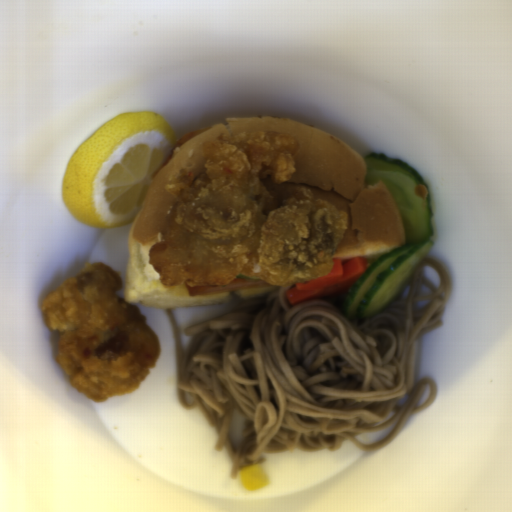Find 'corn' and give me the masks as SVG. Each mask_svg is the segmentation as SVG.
Here are the masks:
<instances>
[{
  "label": "corn",
  "instance_id": "51d56268",
  "mask_svg": "<svg viewBox=\"0 0 512 512\" xmlns=\"http://www.w3.org/2000/svg\"><path fill=\"white\" fill-rule=\"evenodd\" d=\"M239 473L241 483L248 491L262 489L269 483L268 477L260 463L259 465L239 470Z\"/></svg>",
  "mask_w": 512,
  "mask_h": 512
}]
</instances>
